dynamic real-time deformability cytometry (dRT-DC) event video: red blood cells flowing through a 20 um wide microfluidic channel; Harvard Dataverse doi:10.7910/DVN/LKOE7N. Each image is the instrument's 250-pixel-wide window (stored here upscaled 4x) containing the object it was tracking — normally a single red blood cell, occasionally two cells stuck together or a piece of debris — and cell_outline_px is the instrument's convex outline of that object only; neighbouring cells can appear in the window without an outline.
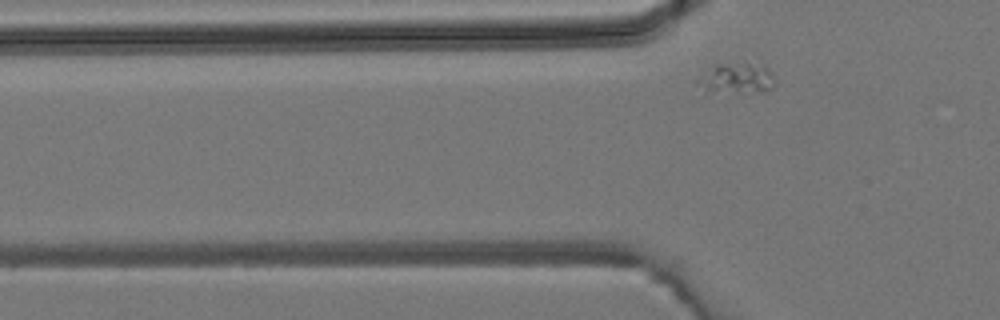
{"species": "common noctule bat (a hibernating species)", "species_latin": "Nyctalus noctula", "temperature_condition": "room temperature", "stored_images_in_passage": 5, "camera_frame_rate_fps": 3000, "um_per_image_px": 0.085, "animal": {"sex": "male", "body_mass_g": 19.2, "forearm_length_mm": 51.8}, "frame": {"image": 1, "passage_image": 5, "time_ms": 5.0, "image_size_px": [1000, 320], "cell_outline_px": [[772, 88], [764, 92], [712, 92], [696, 84], [696, 80], [700, 76], [716, 64], [744, 60], [764, 64], [772, 72]], "centroid_in_image_um": [62.64, 6.6], "position_along_channel_um": 63.2, "area_um2": 14.16}}